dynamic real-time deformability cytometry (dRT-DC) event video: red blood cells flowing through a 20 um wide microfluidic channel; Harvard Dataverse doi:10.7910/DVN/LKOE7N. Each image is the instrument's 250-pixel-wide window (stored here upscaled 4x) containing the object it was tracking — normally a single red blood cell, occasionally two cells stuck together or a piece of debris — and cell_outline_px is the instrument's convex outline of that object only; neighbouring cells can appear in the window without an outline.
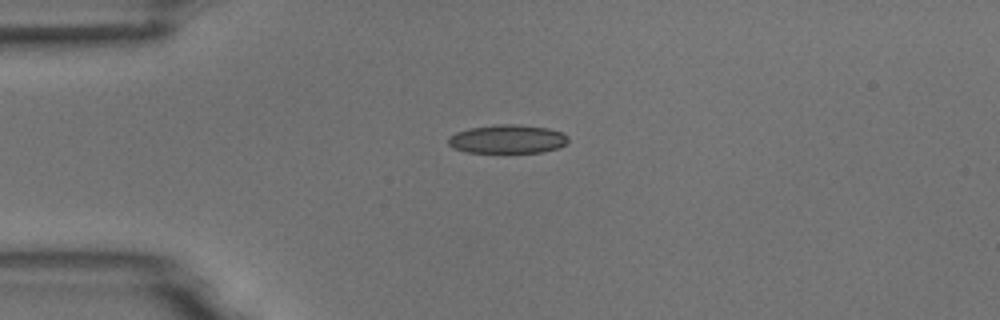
{"species": "common noctule bat (a hibernating species)", "species_latin": "Nyctalus noctula", "temperature_condition": "room temperature", "stored_images_in_passage": 3, "camera_frame_rate_fps": 3000, "um_per_image_px": 0.085, "animal": {"sex": "male", "body_mass_g": 18.8}, "frame": {"image": 1, "passage_image": 1, "time_ms": 0.0, "image_size_px": [1000, 320], "cell_outline_px": [[568, 144], [560, 148], [540, 152], [468, 152], [452, 148], [448, 144], [448, 136], [456, 132], [468, 128], [496, 124], [516, 124], [548, 128], [560, 132], [568, 136]], "centroid_in_image_um": [43.13, 11.82], "position_along_channel_um": 41.9, "area_um2": 20.17}}